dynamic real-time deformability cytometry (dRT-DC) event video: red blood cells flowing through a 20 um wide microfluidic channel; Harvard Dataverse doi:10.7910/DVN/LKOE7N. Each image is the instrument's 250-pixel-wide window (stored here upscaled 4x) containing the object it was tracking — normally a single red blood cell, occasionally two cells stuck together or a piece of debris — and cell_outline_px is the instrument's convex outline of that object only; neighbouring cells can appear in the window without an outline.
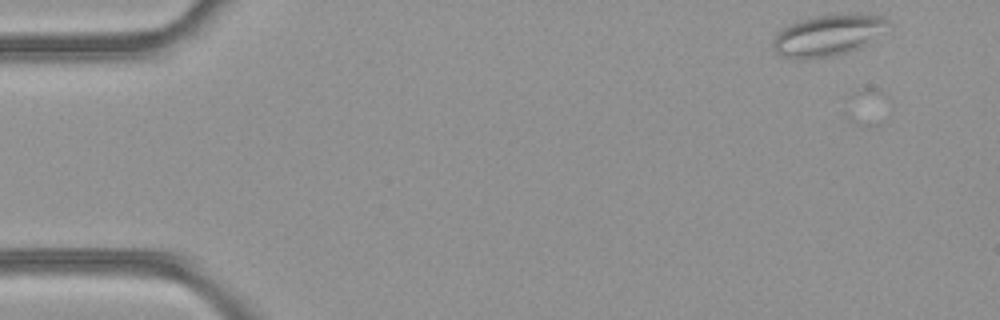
{"species": "common noctule bat (a hibernating species)", "species_latin": "Nyctalus noctula", "temperature_condition": "room temperature", "stored_images_in_passage": 5, "camera_frame_rate_fps": 3000, "um_per_image_px": 0.085, "animal": {"sex": "female", "body_mass_g": 21.9}, "frame": {"image": 1, "passage_image": 5, "time_ms": 1.333, "image_size_px": [1000, 320], "cell_outline_px": [[888, 20], [860, 48], [836, 56], [800, 60], [780, 56], [776, 52], [772, 44], [772, 40], [776, 32], [788, 24], [800, 20], [816, 16], [856, 12], [860, 12], [884, 16]], "centroid_in_image_um": [70.24, 3.0], "position_along_channel_um": 14.8, "area_um2": 27.51}}